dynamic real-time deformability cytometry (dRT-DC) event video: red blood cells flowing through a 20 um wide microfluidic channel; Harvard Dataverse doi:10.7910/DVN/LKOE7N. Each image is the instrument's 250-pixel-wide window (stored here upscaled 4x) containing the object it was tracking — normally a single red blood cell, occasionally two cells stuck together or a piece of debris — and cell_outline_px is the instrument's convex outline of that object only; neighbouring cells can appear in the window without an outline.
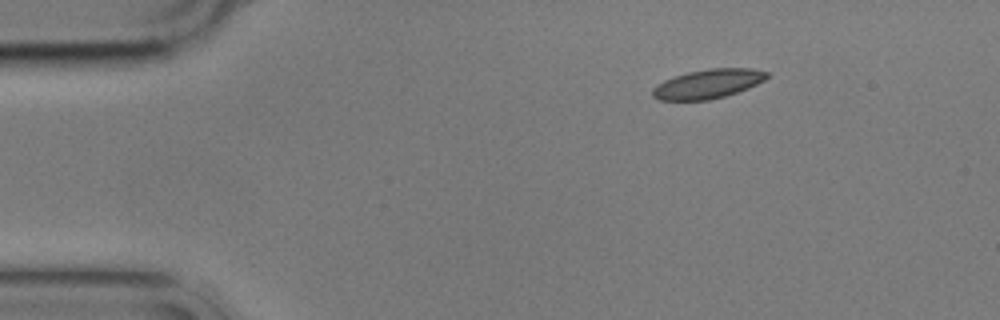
{"species": "common noctule bat (a hibernating species)", "species_latin": "Nyctalus noctula", "temperature_condition": "cold", "stored_images_in_passage": 4, "camera_frame_rate_fps": 3000, "um_per_image_px": 0.085, "animal": {"sex": "male", "body_mass_g": 17.9}, "frame": {"image": 1, "passage_image": 1, "time_ms": 0.0, "image_size_px": [1000, 320], "cell_outline_px": [[768, 76], [764, 80], [748, 88], [724, 96], [708, 100], [660, 100], [652, 96], [652, 88], [656, 84], [664, 80], [688, 72], [708, 68], [752, 68], [768, 72]], "centroid_in_image_um": [60.15, 7.12], "position_along_channel_um": 24.8, "area_um2": 19.36}}
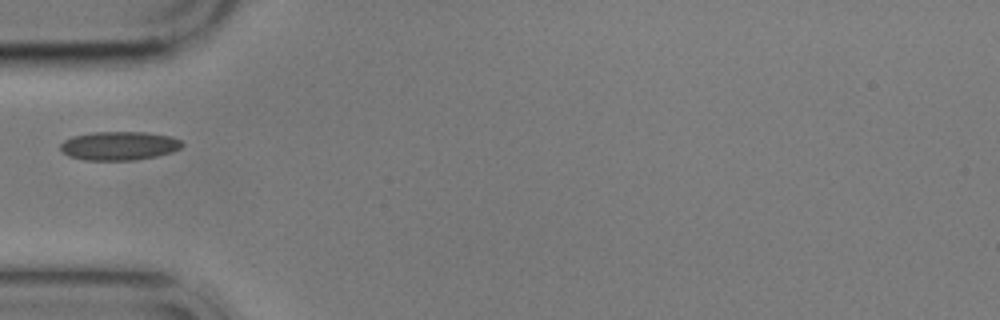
{"frame": {"image": 2, "passage_image": 4, "time_ms": 3.333, "image_size_px": [1000, 320], "cell_outline_px": [[184, 144], [180, 148], [172, 152], [156, 156], [132, 160], [84, 160], [68, 156], [60, 148], [60, 144], [64, 140], [72, 136], [92, 132], [144, 132], [172, 136], [180, 140]], "centroid_in_image_um": [10.12, 12.39], "position_along_channel_um": 74.9, "area_um2": 20.4}}